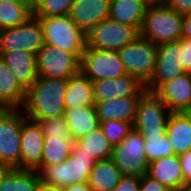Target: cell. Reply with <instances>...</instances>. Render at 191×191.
Segmentation results:
<instances>
[{
    "label": "cell",
    "instance_id": "1",
    "mask_svg": "<svg viewBox=\"0 0 191 191\" xmlns=\"http://www.w3.org/2000/svg\"><path fill=\"white\" fill-rule=\"evenodd\" d=\"M66 88L65 79L38 76L33 85L26 89L21 110L34 121L63 116Z\"/></svg>",
    "mask_w": 191,
    "mask_h": 191
},
{
    "label": "cell",
    "instance_id": "2",
    "mask_svg": "<svg viewBox=\"0 0 191 191\" xmlns=\"http://www.w3.org/2000/svg\"><path fill=\"white\" fill-rule=\"evenodd\" d=\"M183 17L165 3L149 4L140 29V36L156 45L177 41L182 37Z\"/></svg>",
    "mask_w": 191,
    "mask_h": 191
},
{
    "label": "cell",
    "instance_id": "3",
    "mask_svg": "<svg viewBox=\"0 0 191 191\" xmlns=\"http://www.w3.org/2000/svg\"><path fill=\"white\" fill-rule=\"evenodd\" d=\"M94 164V159L74 142L71 155L63 163L46 166L39 175L46 184L63 188L88 183Z\"/></svg>",
    "mask_w": 191,
    "mask_h": 191
},
{
    "label": "cell",
    "instance_id": "4",
    "mask_svg": "<svg viewBox=\"0 0 191 191\" xmlns=\"http://www.w3.org/2000/svg\"><path fill=\"white\" fill-rule=\"evenodd\" d=\"M37 18L42 24L46 44L73 53L81 60L86 48V34L69 15Z\"/></svg>",
    "mask_w": 191,
    "mask_h": 191
},
{
    "label": "cell",
    "instance_id": "5",
    "mask_svg": "<svg viewBox=\"0 0 191 191\" xmlns=\"http://www.w3.org/2000/svg\"><path fill=\"white\" fill-rule=\"evenodd\" d=\"M158 45L142 36L117 50L127 74L147 84L155 71Z\"/></svg>",
    "mask_w": 191,
    "mask_h": 191
},
{
    "label": "cell",
    "instance_id": "6",
    "mask_svg": "<svg viewBox=\"0 0 191 191\" xmlns=\"http://www.w3.org/2000/svg\"><path fill=\"white\" fill-rule=\"evenodd\" d=\"M26 118L21 109L0 113V164L5 168L21 169L20 140Z\"/></svg>",
    "mask_w": 191,
    "mask_h": 191
},
{
    "label": "cell",
    "instance_id": "7",
    "mask_svg": "<svg viewBox=\"0 0 191 191\" xmlns=\"http://www.w3.org/2000/svg\"><path fill=\"white\" fill-rule=\"evenodd\" d=\"M144 142V137L133 128L121 143L114 145L110 159L123 176L147 175L149 163L146 159Z\"/></svg>",
    "mask_w": 191,
    "mask_h": 191
},
{
    "label": "cell",
    "instance_id": "8",
    "mask_svg": "<svg viewBox=\"0 0 191 191\" xmlns=\"http://www.w3.org/2000/svg\"><path fill=\"white\" fill-rule=\"evenodd\" d=\"M170 109L152 92H146L140 99L133 128L143 137H163Z\"/></svg>",
    "mask_w": 191,
    "mask_h": 191
},
{
    "label": "cell",
    "instance_id": "9",
    "mask_svg": "<svg viewBox=\"0 0 191 191\" xmlns=\"http://www.w3.org/2000/svg\"><path fill=\"white\" fill-rule=\"evenodd\" d=\"M44 44L42 24L34 14L21 25L0 30V55L17 50L37 54Z\"/></svg>",
    "mask_w": 191,
    "mask_h": 191
},
{
    "label": "cell",
    "instance_id": "10",
    "mask_svg": "<svg viewBox=\"0 0 191 191\" xmlns=\"http://www.w3.org/2000/svg\"><path fill=\"white\" fill-rule=\"evenodd\" d=\"M139 36L135 27L107 18L86 34V47L117 51Z\"/></svg>",
    "mask_w": 191,
    "mask_h": 191
},
{
    "label": "cell",
    "instance_id": "11",
    "mask_svg": "<svg viewBox=\"0 0 191 191\" xmlns=\"http://www.w3.org/2000/svg\"><path fill=\"white\" fill-rule=\"evenodd\" d=\"M37 75L52 79H69L80 71L81 60L73 53L44 44L36 54Z\"/></svg>",
    "mask_w": 191,
    "mask_h": 191
},
{
    "label": "cell",
    "instance_id": "12",
    "mask_svg": "<svg viewBox=\"0 0 191 191\" xmlns=\"http://www.w3.org/2000/svg\"><path fill=\"white\" fill-rule=\"evenodd\" d=\"M80 65V71L91 81L115 79L127 74L117 51L86 47Z\"/></svg>",
    "mask_w": 191,
    "mask_h": 191
},
{
    "label": "cell",
    "instance_id": "13",
    "mask_svg": "<svg viewBox=\"0 0 191 191\" xmlns=\"http://www.w3.org/2000/svg\"><path fill=\"white\" fill-rule=\"evenodd\" d=\"M179 41H171L158 45L157 61L152 79L145 85L148 92L154 93L163 83L185 73L180 61Z\"/></svg>",
    "mask_w": 191,
    "mask_h": 191
},
{
    "label": "cell",
    "instance_id": "14",
    "mask_svg": "<svg viewBox=\"0 0 191 191\" xmlns=\"http://www.w3.org/2000/svg\"><path fill=\"white\" fill-rule=\"evenodd\" d=\"M92 86L95 103L124 97H142L147 92L145 84L129 74L115 79L92 81Z\"/></svg>",
    "mask_w": 191,
    "mask_h": 191
},
{
    "label": "cell",
    "instance_id": "15",
    "mask_svg": "<svg viewBox=\"0 0 191 191\" xmlns=\"http://www.w3.org/2000/svg\"><path fill=\"white\" fill-rule=\"evenodd\" d=\"M44 135L37 121L24 120L21 130V169L38 170L41 166Z\"/></svg>",
    "mask_w": 191,
    "mask_h": 191
},
{
    "label": "cell",
    "instance_id": "16",
    "mask_svg": "<svg viewBox=\"0 0 191 191\" xmlns=\"http://www.w3.org/2000/svg\"><path fill=\"white\" fill-rule=\"evenodd\" d=\"M171 112H191V77L185 72L154 92Z\"/></svg>",
    "mask_w": 191,
    "mask_h": 191
},
{
    "label": "cell",
    "instance_id": "17",
    "mask_svg": "<svg viewBox=\"0 0 191 191\" xmlns=\"http://www.w3.org/2000/svg\"><path fill=\"white\" fill-rule=\"evenodd\" d=\"M111 0H75L70 19L87 34L94 26L109 18Z\"/></svg>",
    "mask_w": 191,
    "mask_h": 191
},
{
    "label": "cell",
    "instance_id": "18",
    "mask_svg": "<svg viewBox=\"0 0 191 191\" xmlns=\"http://www.w3.org/2000/svg\"><path fill=\"white\" fill-rule=\"evenodd\" d=\"M0 56L25 90L33 85L38 77L36 54L17 50Z\"/></svg>",
    "mask_w": 191,
    "mask_h": 191
},
{
    "label": "cell",
    "instance_id": "19",
    "mask_svg": "<svg viewBox=\"0 0 191 191\" xmlns=\"http://www.w3.org/2000/svg\"><path fill=\"white\" fill-rule=\"evenodd\" d=\"M147 175L170 190H179L185 185L180 160L175 154L150 162Z\"/></svg>",
    "mask_w": 191,
    "mask_h": 191
},
{
    "label": "cell",
    "instance_id": "20",
    "mask_svg": "<svg viewBox=\"0 0 191 191\" xmlns=\"http://www.w3.org/2000/svg\"><path fill=\"white\" fill-rule=\"evenodd\" d=\"M168 136L175 155L191 149V112H171L166 125Z\"/></svg>",
    "mask_w": 191,
    "mask_h": 191
},
{
    "label": "cell",
    "instance_id": "21",
    "mask_svg": "<svg viewBox=\"0 0 191 191\" xmlns=\"http://www.w3.org/2000/svg\"><path fill=\"white\" fill-rule=\"evenodd\" d=\"M141 97H124L95 103L99 121L121 120L134 123Z\"/></svg>",
    "mask_w": 191,
    "mask_h": 191
},
{
    "label": "cell",
    "instance_id": "22",
    "mask_svg": "<svg viewBox=\"0 0 191 191\" xmlns=\"http://www.w3.org/2000/svg\"><path fill=\"white\" fill-rule=\"evenodd\" d=\"M149 4L147 0H111L109 18L140 32Z\"/></svg>",
    "mask_w": 191,
    "mask_h": 191
},
{
    "label": "cell",
    "instance_id": "23",
    "mask_svg": "<svg viewBox=\"0 0 191 191\" xmlns=\"http://www.w3.org/2000/svg\"><path fill=\"white\" fill-rule=\"evenodd\" d=\"M95 106L92 81L81 71L67 79L65 108Z\"/></svg>",
    "mask_w": 191,
    "mask_h": 191
},
{
    "label": "cell",
    "instance_id": "24",
    "mask_svg": "<svg viewBox=\"0 0 191 191\" xmlns=\"http://www.w3.org/2000/svg\"><path fill=\"white\" fill-rule=\"evenodd\" d=\"M64 117L73 141L87 135L100 126L95 106L66 109Z\"/></svg>",
    "mask_w": 191,
    "mask_h": 191
},
{
    "label": "cell",
    "instance_id": "25",
    "mask_svg": "<svg viewBox=\"0 0 191 191\" xmlns=\"http://www.w3.org/2000/svg\"><path fill=\"white\" fill-rule=\"evenodd\" d=\"M25 92L26 90L19 84L0 56V99L10 109H21L25 100Z\"/></svg>",
    "mask_w": 191,
    "mask_h": 191
},
{
    "label": "cell",
    "instance_id": "26",
    "mask_svg": "<svg viewBox=\"0 0 191 191\" xmlns=\"http://www.w3.org/2000/svg\"><path fill=\"white\" fill-rule=\"evenodd\" d=\"M122 176L111 159L100 160L95 162L88 184L92 191H114Z\"/></svg>",
    "mask_w": 191,
    "mask_h": 191
},
{
    "label": "cell",
    "instance_id": "27",
    "mask_svg": "<svg viewBox=\"0 0 191 191\" xmlns=\"http://www.w3.org/2000/svg\"><path fill=\"white\" fill-rule=\"evenodd\" d=\"M74 142L84 149L86 154L90 155L95 162L111 158L114 146L104 135L100 126Z\"/></svg>",
    "mask_w": 191,
    "mask_h": 191
},
{
    "label": "cell",
    "instance_id": "28",
    "mask_svg": "<svg viewBox=\"0 0 191 191\" xmlns=\"http://www.w3.org/2000/svg\"><path fill=\"white\" fill-rule=\"evenodd\" d=\"M74 141L72 138H44L40 172L44 167L63 163L72 153Z\"/></svg>",
    "mask_w": 191,
    "mask_h": 191
},
{
    "label": "cell",
    "instance_id": "29",
    "mask_svg": "<svg viewBox=\"0 0 191 191\" xmlns=\"http://www.w3.org/2000/svg\"><path fill=\"white\" fill-rule=\"evenodd\" d=\"M33 15V7L29 3L0 2V30L16 27Z\"/></svg>",
    "mask_w": 191,
    "mask_h": 191
},
{
    "label": "cell",
    "instance_id": "30",
    "mask_svg": "<svg viewBox=\"0 0 191 191\" xmlns=\"http://www.w3.org/2000/svg\"><path fill=\"white\" fill-rule=\"evenodd\" d=\"M144 148L147 162L174 154L167 135L163 137H144Z\"/></svg>",
    "mask_w": 191,
    "mask_h": 191
},
{
    "label": "cell",
    "instance_id": "31",
    "mask_svg": "<svg viewBox=\"0 0 191 191\" xmlns=\"http://www.w3.org/2000/svg\"><path fill=\"white\" fill-rule=\"evenodd\" d=\"M75 0H41L34 8L36 17L68 15Z\"/></svg>",
    "mask_w": 191,
    "mask_h": 191
},
{
    "label": "cell",
    "instance_id": "32",
    "mask_svg": "<svg viewBox=\"0 0 191 191\" xmlns=\"http://www.w3.org/2000/svg\"><path fill=\"white\" fill-rule=\"evenodd\" d=\"M104 135L109 139L112 145L121 143V141L132 131L133 123L121 120L99 121Z\"/></svg>",
    "mask_w": 191,
    "mask_h": 191
},
{
    "label": "cell",
    "instance_id": "33",
    "mask_svg": "<svg viewBox=\"0 0 191 191\" xmlns=\"http://www.w3.org/2000/svg\"><path fill=\"white\" fill-rule=\"evenodd\" d=\"M37 122L41 127L44 138H72L69 132V126L64 115L49 119H40Z\"/></svg>",
    "mask_w": 191,
    "mask_h": 191
},
{
    "label": "cell",
    "instance_id": "34",
    "mask_svg": "<svg viewBox=\"0 0 191 191\" xmlns=\"http://www.w3.org/2000/svg\"><path fill=\"white\" fill-rule=\"evenodd\" d=\"M40 182L36 170L14 168V191H38Z\"/></svg>",
    "mask_w": 191,
    "mask_h": 191
},
{
    "label": "cell",
    "instance_id": "35",
    "mask_svg": "<svg viewBox=\"0 0 191 191\" xmlns=\"http://www.w3.org/2000/svg\"><path fill=\"white\" fill-rule=\"evenodd\" d=\"M180 44V64L185 72H189L191 69V39L181 37L179 40Z\"/></svg>",
    "mask_w": 191,
    "mask_h": 191
},
{
    "label": "cell",
    "instance_id": "36",
    "mask_svg": "<svg viewBox=\"0 0 191 191\" xmlns=\"http://www.w3.org/2000/svg\"><path fill=\"white\" fill-rule=\"evenodd\" d=\"M140 177L122 176L114 191H139Z\"/></svg>",
    "mask_w": 191,
    "mask_h": 191
},
{
    "label": "cell",
    "instance_id": "37",
    "mask_svg": "<svg viewBox=\"0 0 191 191\" xmlns=\"http://www.w3.org/2000/svg\"><path fill=\"white\" fill-rule=\"evenodd\" d=\"M139 191H170L165 185L148 175L140 177Z\"/></svg>",
    "mask_w": 191,
    "mask_h": 191
},
{
    "label": "cell",
    "instance_id": "38",
    "mask_svg": "<svg viewBox=\"0 0 191 191\" xmlns=\"http://www.w3.org/2000/svg\"><path fill=\"white\" fill-rule=\"evenodd\" d=\"M178 157L181 164L184 184L191 185V149L186 153L178 155Z\"/></svg>",
    "mask_w": 191,
    "mask_h": 191
},
{
    "label": "cell",
    "instance_id": "39",
    "mask_svg": "<svg viewBox=\"0 0 191 191\" xmlns=\"http://www.w3.org/2000/svg\"><path fill=\"white\" fill-rule=\"evenodd\" d=\"M0 191H14V168H5L0 174Z\"/></svg>",
    "mask_w": 191,
    "mask_h": 191
},
{
    "label": "cell",
    "instance_id": "40",
    "mask_svg": "<svg viewBox=\"0 0 191 191\" xmlns=\"http://www.w3.org/2000/svg\"><path fill=\"white\" fill-rule=\"evenodd\" d=\"M165 4L182 15L191 14V0H167Z\"/></svg>",
    "mask_w": 191,
    "mask_h": 191
},
{
    "label": "cell",
    "instance_id": "41",
    "mask_svg": "<svg viewBox=\"0 0 191 191\" xmlns=\"http://www.w3.org/2000/svg\"><path fill=\"white\" fill-rule=\"evenodd\" d=\"M182 37L191 39V14L184 15L183 17Z\"/></svg>",
    "mask_w": 191,
    "mask_h": 191
},
{
    "label": "cell",
    "instance_id": "42",
    "mask_svg": "<svg viewBox=\"0 0 191 191\" xmlns=\"http://www.w3.org/2000/svg\"><path fill=\"white\" fill-rule=\"evenodd\" d=\"M63 191H92L88 183H78L63 187Z\"/></svg>",
    "mask_w": 191,
    "mask_h": 191
},
{
    "label": "cell",
    "instance_id": "43",
    "mask_svg": "<svg viewBox=\"0 0 191 191\" xmlns=\"http://www.w3.org/2000/svg\"><path fill=\"white\" fill-rule=\"evenodd\" d=\"M38 191H63V188L57 187L54 185L46 184L45 182L41 181Z\"/></svg>",
    "mask_w": 191,
    "mask_h": 191
},
{
    "label": "cell",
    "instance_id": "44",
    "mask_svg": "<svg viewBox=\"0 0 191 191\" xmlns=\"http://www.w3.org/2000/svg\"><path fill=\"white\" fill-rule=\"evenodd\" d=\"M10 108L0 99V113L9 111Z\"/></svg>",
    "mask_w": 191,
    "mask_h": 191
},
{
    "label": "cell",
    "instance_id": "45",
    "mask_svg": "<svg viewBox=\"0 0 191 191\" xmlns=\"http://www.w3.org/2000/svg\"><path fill=\"white\" fill-rule=\"evenodd\" d=\"M0 2L4 3H13V2H17V3H28L26 0H0Z\"/></svg>",
    "mask_w": 191,
    "mask_h": 191
},
{
    "label": "cell",
    "instance_id": "46",
    "mask_svg": "<svg viewBox=\"0 0 191 191\" xmlns=\"http://www.w3.org/2000/svg\"><path fill=\"white\" fill-rule=\"evenodd\" d=\"M33 8L41 1V0H26Z\"/></svg>",
    "mask_w": 191,
    "mask_h": 191
},
{
    "label": "cell",
    "instance_id": "47",
    "mask_svg": "<svg viewBox=\"0 0 191 191\" xmlns=\"http://www.w3.org/2000/svg\"><path fill=\"white\" fill-rule=\"evenodd\" d=\"M150 4L165 3L167 0H147Z\"/></svg>",
    "mask_w": 191,
    "mask_h": 191
},
{
    "label": "cell",
    "instance_id": "48",
    "mask_svg": "<svg viewBox=\"0 0 191 191\" xmlns=\"http://www.w3.org/2000/svg\"><path fill=\"white\" fill-rule=\"evenodd\" d=\"M179 191H191V185H184Z\"/></svg>",
    "mask_w": 191,
    "mask_h": 191
},
{
    "label": "cell",
    "instance_id": "49",
    "mask_svg": "<svg viewBox=\"0 0 191 191\" xmlns=\"http://www.w3.org/2000/svg\"><path fill=\"white\" fill-rule=\"evenodd\" d=\"M4 169L5 167L2 164H0V174L3 172Z\"/></svg>",
    "mask_w": 191,
    "mask_h": 191
}]
</instances>
